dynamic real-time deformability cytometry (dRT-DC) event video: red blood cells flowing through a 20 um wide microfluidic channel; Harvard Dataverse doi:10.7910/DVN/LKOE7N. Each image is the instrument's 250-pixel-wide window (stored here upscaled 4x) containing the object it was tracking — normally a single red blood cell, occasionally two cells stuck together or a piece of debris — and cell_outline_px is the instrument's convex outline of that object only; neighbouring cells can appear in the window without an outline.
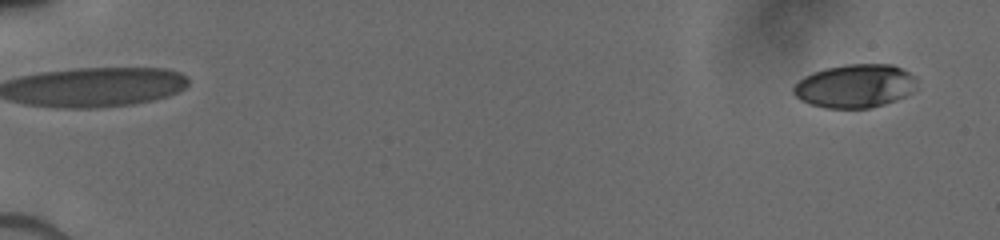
{"species": "human", "species_latin": "Homo sapiens", "temperature_condition": "cold", "stored_images_in_passage": 57, "camera_frame_rate_fps": 3000, "um_per_image_px": 0.085, "donor": {"sex": "male"}, "frame": {"image": 1, "passage_image": 3, "time_ms": 0.667, "image_size_px": [1000, 240], "cell_outline_px": [[916, 88], [912, 92], [896, 100], [884, 104], [868, 108], [824, 108], [800, 100], [792, 92], [792, 88], [804, 76], [812, 72], [844, 64], [892, 64], [916, 76]], "centroid_in_image_um": [72.68, 7.31], "position_along_channel_um": 12.3, "area_um2": 31.27}}
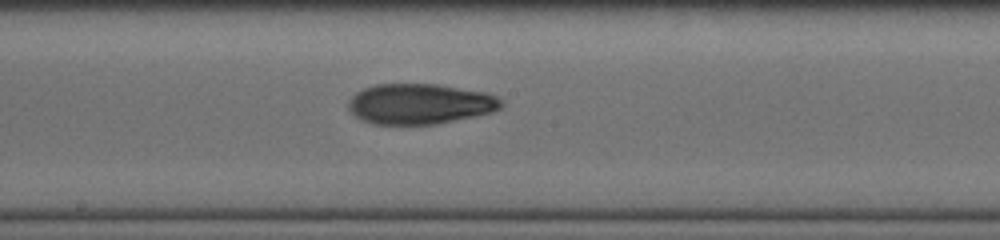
{"frame": {"image": 2, "passage_image": 31, "time_ms": 10.0, "image_size_px": [1000, 240], "cell_outline_px": [[504, 104], [500, 108], [492, 112], [436, 124], [372, 124], [356, 116], [348, 108], [348, 100], [356, 92], [364, 88], [376, 84], [436, 84], [484, 92], [496, 96], [504, 100]], "centroid_in_image_um": [35.69, 8.82], "position_along_channel_um": 212.5, "area_um2": 35.89}}
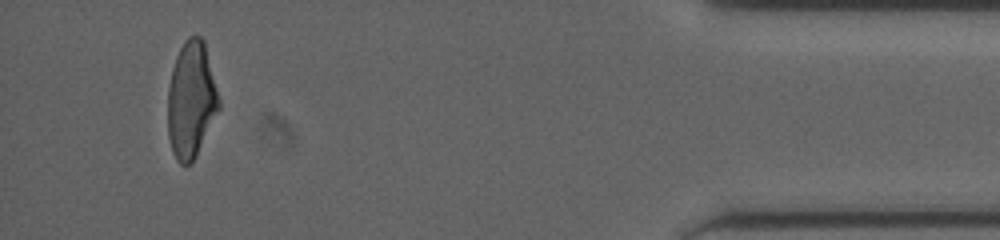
{"frame": {"image": 3, "passage_image": 54, "time_ms": 16.333, "image_size_px": [1000, 240], "cell_outline_px": [[220, 108], [196, 156], [188, 164], [180, 164], [176, 160], [172, 152], [168, 136], [168, 88], [172, 68], [176, 56], [184, 40], [188, 36], [200, 36], [204, 40], [220, 100]], "centroid_in_image_um": [16.25, 8.48], "position_along_channel_um": 419.0, "area_um2": 34.74}}